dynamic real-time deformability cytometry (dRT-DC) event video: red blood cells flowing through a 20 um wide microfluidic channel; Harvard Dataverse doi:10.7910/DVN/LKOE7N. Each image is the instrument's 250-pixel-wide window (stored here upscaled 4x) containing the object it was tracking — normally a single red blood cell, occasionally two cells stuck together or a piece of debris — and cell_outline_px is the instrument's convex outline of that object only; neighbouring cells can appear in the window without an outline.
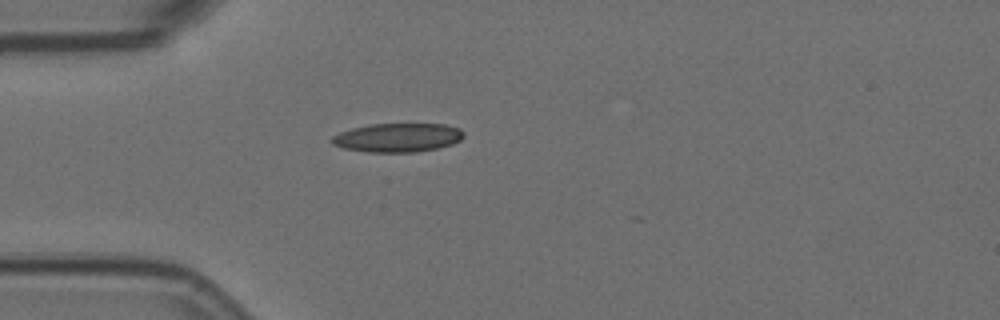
{"species": "Egyptian fruit bat (a non-hibernating species)", "species_latin": "Rousettus aegyptiacus", "temperature_condition": "room temperature", "stored_images_in_passage": 1, "camera_frame_rate_fps": 3000, "um_per_image_px": 0.085, "animal": {"sex": "female"}, "frame": {"image": 1, "passage_image": 1, "time_ms": 0.0, "image_size_px": [1000, 320], "cell_outline_px": [[464, 136], [460, 140], [452, 144], [436, 148], [416, 152], [368, 152], [344, 148], [332, 144], [332, 136], [340, 132], [352, 128], [372, 124], [444, 124], [460, 128], [464, 132]], "centroid_in_image_um": [33.82, 11.69], "position_along_channel_um": 51.2, "area_um2": 22.08}}